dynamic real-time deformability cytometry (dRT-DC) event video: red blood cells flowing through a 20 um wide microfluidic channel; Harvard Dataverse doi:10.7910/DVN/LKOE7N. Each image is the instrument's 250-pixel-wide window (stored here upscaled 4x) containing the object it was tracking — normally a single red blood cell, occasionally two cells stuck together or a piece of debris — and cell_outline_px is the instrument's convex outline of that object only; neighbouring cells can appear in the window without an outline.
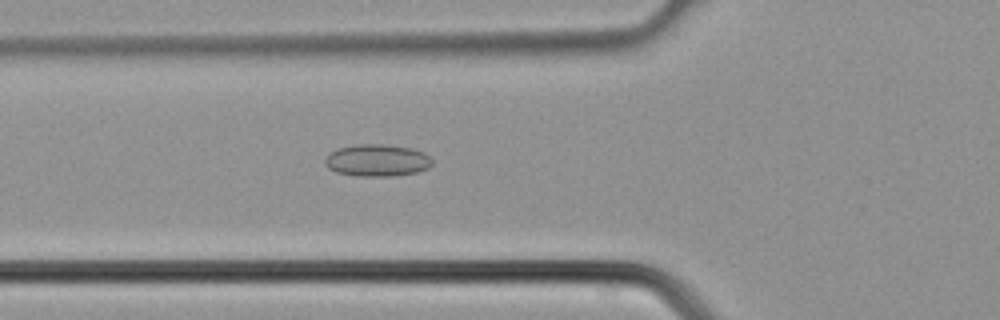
{"species": "common noctule bat (a hibernating species)", "species_latin": "Nyctalus noctula", "temperature_condition": "cold", "stored_images_in_passage": 38, "camera_frame_rate_fps": 3000, "um_per_image_px": 0.085, "animal": {"sex": "male", "body_mass_g": 21.5, "forearm_length_mm": 52.0}, "frame": {"image": 1, "passage_image": 14, "time_ms": 4.333, "image_size_px": [1000, 320], "cell_outline_px": [[432, 164], [428, 168], [416, 172], [396, 176], [356, 176], [336, 172], [328, 168], [324, 164], [324, 160], [328, 152], [336, 148], [356, 144], [380, 144], [412, 148], [424, 152], [432, 160]], "centroid_in_image_um": [32.01, 13.63], "position_along_channel_um": 93.8, "area_um2": 20.29}}
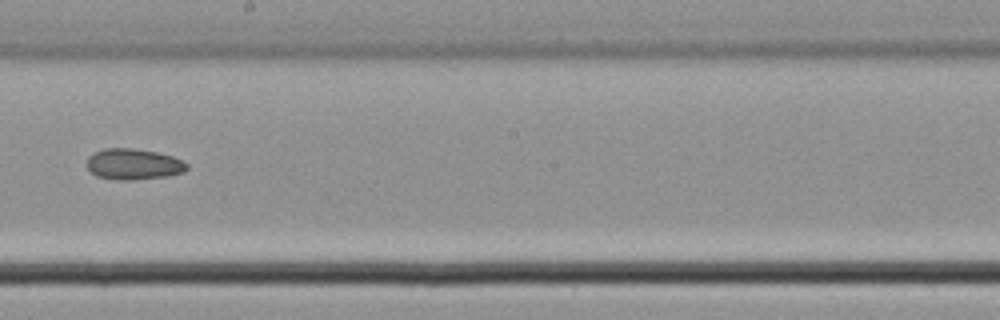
{"frame": {"image": 2, "passage_image": 22, "time_ms": 7.0, "image_size_px": [1000, 320], "cell_outline_px": [[188, 168], [184, 172], [168, 176], [132, 180], [116, 180], [96, 176], [88, 168], [88, 156], [104, 148], [132, 148], [156, 152], [172, 156], [188, 164]], "centroid_in_image_um": [11.35, 13.96], "position_along_channel_um": 236.8, "area_um2": 17.98}}
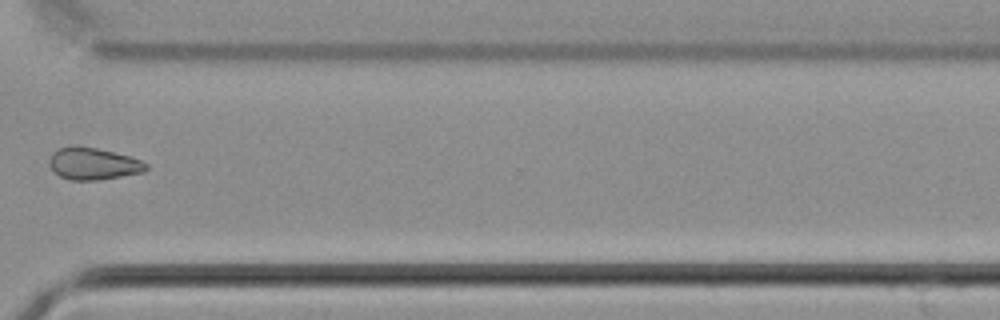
{"frame": {"image": 3, "passage_image": 29, "time_ms": 9.333, "image_size_px": [1000, 320], "cell_outline_px": [[148, 168], [144, 172], [96, 180], [68, 180], [60, 176], [48, 164], [48, 160], [52, 152], [60, 148], [96, 148], [128, 156], [140, 160], [148, 164]], "centroid_in_image_um": [7.93, 13.95], "position_along_channel_um": 362.7, "area_um2": 17.51}}